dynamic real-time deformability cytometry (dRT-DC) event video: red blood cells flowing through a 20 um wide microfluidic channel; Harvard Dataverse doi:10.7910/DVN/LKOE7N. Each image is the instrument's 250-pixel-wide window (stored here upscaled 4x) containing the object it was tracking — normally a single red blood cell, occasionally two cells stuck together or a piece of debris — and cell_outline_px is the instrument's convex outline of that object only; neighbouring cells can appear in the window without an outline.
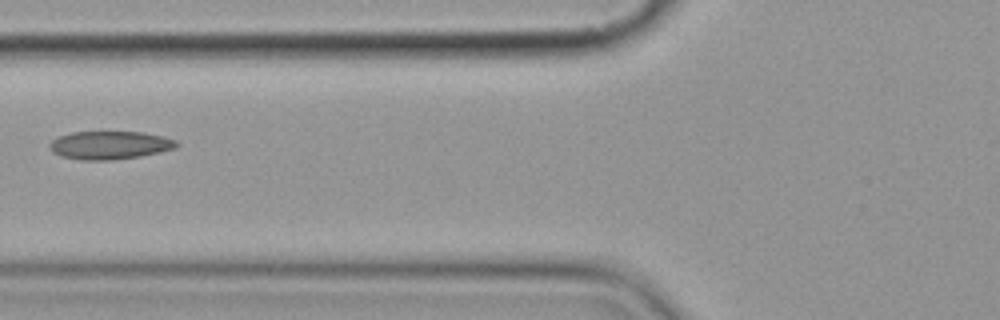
{"species": "common noctule bat (a hibernating species)", "species_latin": "Nyctalus noctula", "temperature_condition": "cold", "stored_images_in_passage": 9, "camera_frame_rate_fps": 3000, "um_per_image_px": 0.085, "animal": {"sex": "female", "body_mass_g": 19.9}, "frame": {"image": 1, "passage_image": 6, "time_ms": 5.667, "image_size_px": [1000, 320], "cell_outline_px": [[180, 144], [176, 148], [160, 152], [140, 156], [112, 160], [80, 160], [60, 156], [52, 152], [48, 148], [48, 144], [56, 136], [72, 132], [144, 132], [164, 136], [176, 140]], "centroid_in_image_um": [9.31, 12.34], "position_along_channel_um": 116.5, "area_um2": 21.15}}
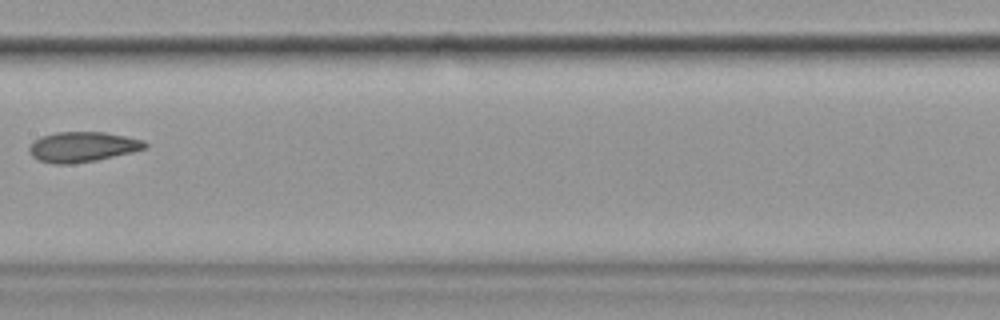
{"frame": {"image": 2, "passage_image": 8, "time_ms": 8.0, "image_size_px": [1000, 320], "cell_outline_px": [[148, 148], [132, 152], [96, 160], [72, 164], [52, 164], [40, 160], [32, 156], [28, 152], [28, 148], [40, 136], [56, 132], [104, 132], [144, 140], [148, 144]], "centroid_in_image_um": [7.02, 12.48], "position_along_channel_um": 200.4, "area_um2": 20.35}}
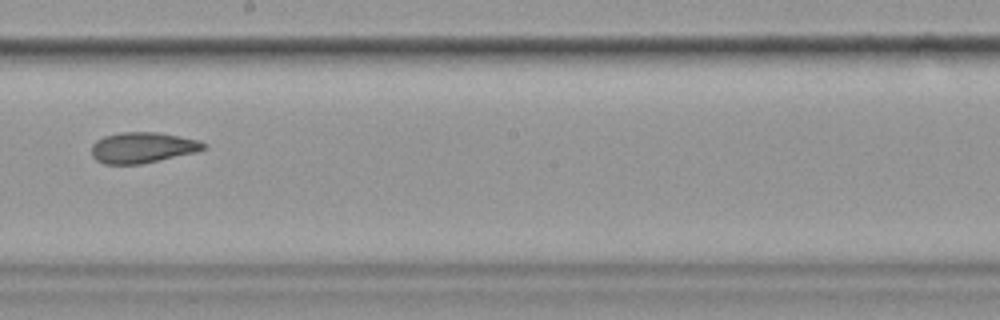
{"frame": {"image": 3, "passage_image": 9, "time_ms": 9.0, "image_size_px": [1000, 320], "cell_outline_px": [[208, 148], [196, 152], [140, 164], [104, 164], [96, 160], [92, 156], [92, 144], [96, 140], [104, 136], [120, 132], [156, 132], [200, 140], [208, 144]], "centroid_in_image_um": [12.13, 12.54], "position_along_channel_um": 236.1, "area_um2": 20.17}}